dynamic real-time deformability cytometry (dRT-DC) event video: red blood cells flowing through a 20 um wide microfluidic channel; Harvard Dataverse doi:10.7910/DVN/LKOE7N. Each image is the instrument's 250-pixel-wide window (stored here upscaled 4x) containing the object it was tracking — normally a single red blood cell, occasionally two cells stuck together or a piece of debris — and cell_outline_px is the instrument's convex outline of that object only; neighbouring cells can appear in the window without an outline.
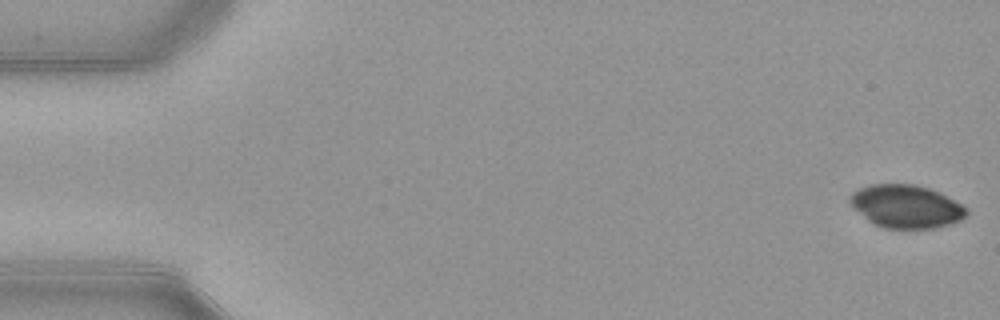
{"species": "common noctule bat (a hibernating species)", "species_latin": "Nyctalus noctula", "temperature_condition": "warm", "stored_images_in_passage": 52, "camera_frame_rate_fps": 3000, "um_per_image_px": 0.085, "animal": {"sex": "female", "body_mass_g": 21.9}, "frame": {"image": 1, "passage_image": 1, "time_ms": 0.0, "image_size_px": [1000, 320], "cell_outline_px": [[968, 212], [960, 220], [952, 224], [936, 228], [884, 228], [868, 220], [848, 200], [848, 196], [852, 192], [860, 188], [872, 184], [912, 184], [928, 188], [960, 204]], "centroid_in_image_um": [76.99, 17.55], "position_along_channel_um": 8.0, "area_um2": 28.61}}
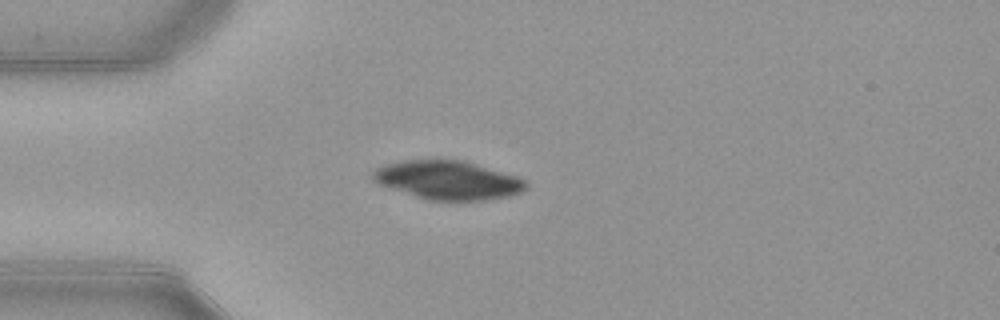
{"frame": {"image": 2, "passage_image": 14, "time_ms": 4.333, "image_size_px": [1000, 320], "cell_outline_px": [[528, 188], [520, 192], [508, 196], [488, 200], [428, 200], [380, 184], [372, 176], [372, 172], [376, 168], [388, 164], [404, 160], [432, 156], [440, 156], [464, 160], [516, 176], [524, 180], [528, 184]], "centroid_in_image_um": [38.09, 15.26], "position_along_channel_um": 46.9, "area_um2": 35.03}}
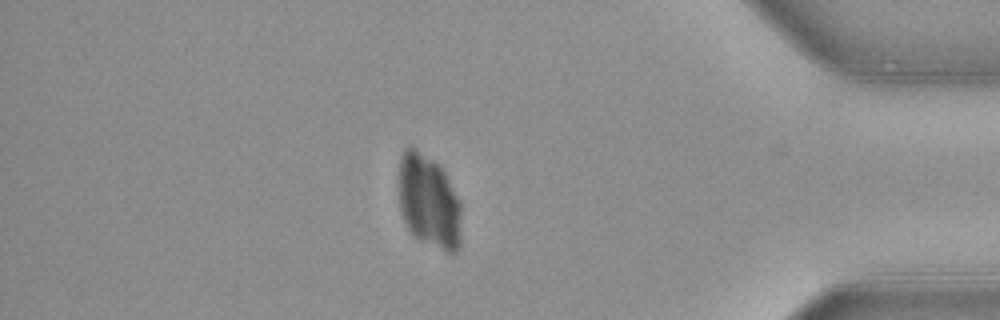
{"frame": {"image": 3, "passage_image": 45, "time_ms": 14.667, "image_size_px": [1000, 320], "cell_outline_px": [[460, 244], [456, 252], [448, 252], [420, 240], [412, 236], [400, 212], [400, 156], [404, 148], [416, 148], [432, 160], [444, 172], [460, 200]], "centroid_in_image_um": [36.45, 17.14], "position_along_channel_um": 398.7, "area_um2": 33.76}}